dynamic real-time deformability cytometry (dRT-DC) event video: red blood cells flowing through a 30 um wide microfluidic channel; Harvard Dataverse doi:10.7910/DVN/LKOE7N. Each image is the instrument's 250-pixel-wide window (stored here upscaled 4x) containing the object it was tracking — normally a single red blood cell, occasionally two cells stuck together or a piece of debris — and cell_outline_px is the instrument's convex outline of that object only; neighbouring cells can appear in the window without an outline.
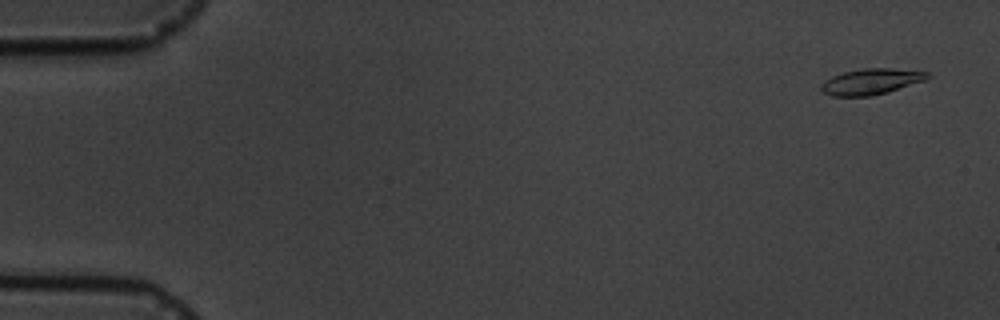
{"species": "common noctule bat (a hibernating species)", "species_latin": "Nyctalus noctula", "temperature_condition": "cold", "stored_images_in_passage": 4, "camera_frame_rate_fps": 3000, "um_per_image_px": 0.085, "animal": {"sex": "male", "body_mass_g": 19.5, "forearm_length_mm": 54.6}, "frame": {"image": 1, "passage_image": 1, "time_ms": 0.0, "image_size_px": [1000, 320], "cell_outline_px": [[932, 76], [924, 80], [888, 92], [872, 96], [832, 96], [824, 92], [820, 88], [820, 84], [824, 80], [832, 76], [844, 72], [864, 68], [888, 68], [928, 72]], "centroid_in_image_um": [74.02, 6.93], "position_along_channel_um": 11.0, "area_um2": 15.95}}
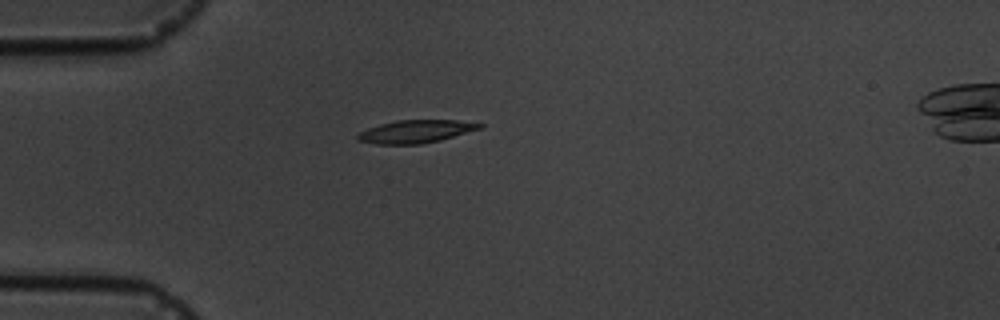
{"frame": {"image": 2, "passage_image": 4, "time_ms": 4.333, "image_size_px": [1000, 320], "cell_outline_px": [[484, 128], [440, 140], [420, 144], [376, 144], [360, 140], [356, 136], [360, 132], [368, 128], [380, 124], [396, 120], [456, 120], [484, 124]], "centroid_in_image_um": [35.38, 11.17], "position_along_channel_um": 49.6, "area_um2": 16.18}}